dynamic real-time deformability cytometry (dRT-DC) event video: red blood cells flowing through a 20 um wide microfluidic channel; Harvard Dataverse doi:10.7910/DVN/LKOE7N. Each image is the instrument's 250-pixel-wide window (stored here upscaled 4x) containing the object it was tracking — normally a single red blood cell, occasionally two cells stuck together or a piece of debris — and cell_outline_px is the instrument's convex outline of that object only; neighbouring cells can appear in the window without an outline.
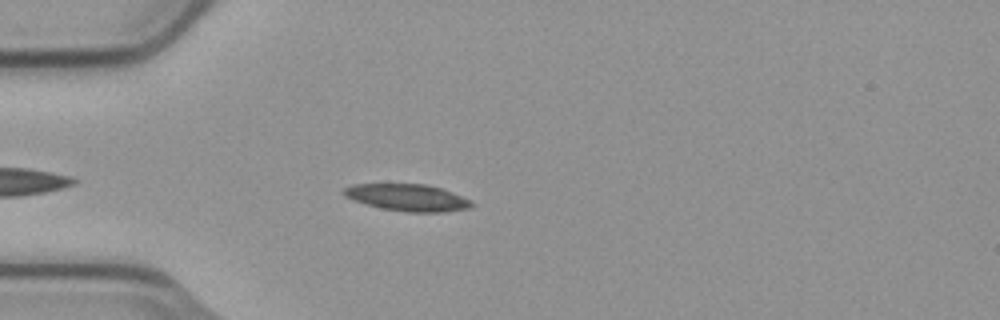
{"species": "common noctule bat (a hibernating species)", "species_latin": "Nyctalus noctula", "temperature_condition": "cold", "stored_images_in_passage": 46, "camera_frame_rate_fps": 3000, "um_per_image_px": 0.085, "animal": {"sex": "male", "body_mass_g": 23.1, "forearm_length_mm": 52.7}, "frame": {"image": 1, "passage_image": 6, "time_ms": 1.667, "image_size_px": [1000, 320], "cell_outline_px": [[472, 208], [444, 212], [408, 212], [384, 208], [368, 204], [344, 196], [340, 192], [344, 188], [352, 184], [424, 184], [440, 188], [472, 200]], "centroid_in_image_um": [34.65, 16.79], "position_along_channel_um": 50.4, "area_um2": 19.83}}
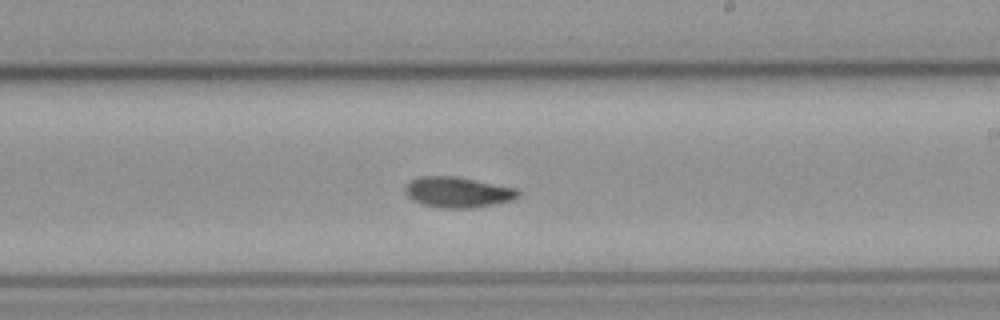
{"frame": {"image": 2, "passage_image": 23, "time_ms": 7.333, "image_size_px": [1000, 320], "cell_outline_px": [[520, 196], [512, 200], [496, 204], [472, 208], [440, 208], [420, 204], [412, 200], [404, 192], [404, 188], [412, 180], [420, 176], [456, 176], [516, 188], [520, 192]], "centroid_in_image_um": [38.91, 16.35], "position_along_channel_um": 250.1, "area_um2": 20.29}}
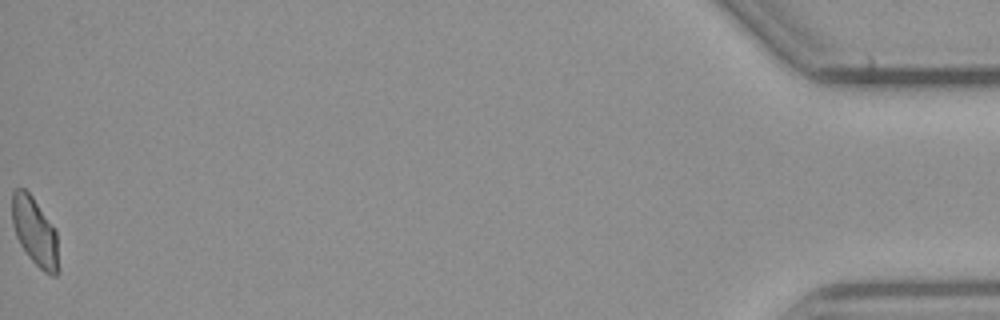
{"frame": {"image": 3, "passage_image": 46, "time_ms": 15.0, "image_size_px": [1000, 320], "cell_outline_px": [[56, 276], [52, 276], [44, 272], [28, 256], [20, 244], [16, 236], [12, 224], [12, 192], [16, 188], [24, 188], [32, 196], [56, 232]], "centroid_in_image_um": [2.9, 19.65], "position_along_channel_um": 432.3, "area_um2": 17.8}, "authors_computed_cell_mechanics": {"area_um2": 19.652, "velocity_mm_per_s": 3.7499, "shape_relaxation_time_tau1_ms": null, "shape_relaxation_time_tau2_ms": 5.6465, "deformation_change_tau1": null, "deformation_change_tau2": 0.1052}}